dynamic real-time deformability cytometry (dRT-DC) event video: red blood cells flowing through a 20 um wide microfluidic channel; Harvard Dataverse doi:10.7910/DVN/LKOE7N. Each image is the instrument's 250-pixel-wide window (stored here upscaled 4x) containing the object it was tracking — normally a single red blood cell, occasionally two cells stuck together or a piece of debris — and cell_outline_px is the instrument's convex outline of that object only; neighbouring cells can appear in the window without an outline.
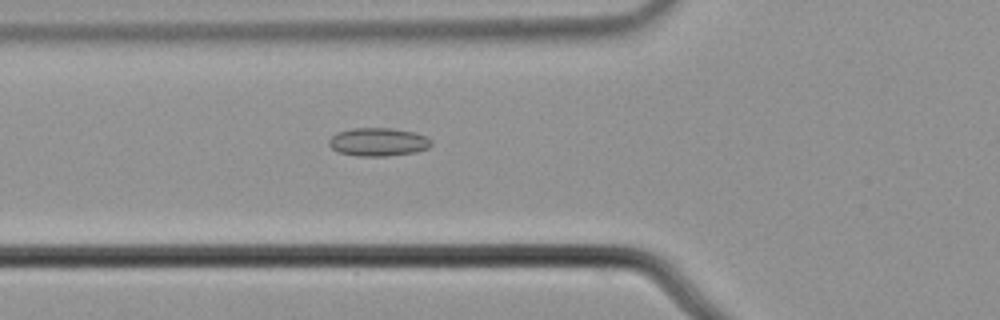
{"species": "common noctule bat (a hibernating species)", "species_latin": "Nyctalus noctula", "temperature_condition": "cold", "stored_images_in_passage": 51, "camera_frame_rate_fps": 3000, "um_per_image_px": 0.085, "animal": {"sex": "male", "body_mass_g": 21.5, "forearm_length_mm": 52.0}, "frame": {"image": 1, "passage_image": 16, "time_ms": 5.0, "image_size_px": [1000, 320], "cell_outline_px": [[432, 144], [428, 148], [416, 152], [384, 156], [360, 156], [340, 152], [332, 148], [328, 144], [328, 140], [336, 132], [352, 128], [392, 128], [416, 132], [432, 140]], "centroid_in_image_um": [32.15, 12.05], "position_along_channel_um": 93.6, "area_um2": 16.88}}
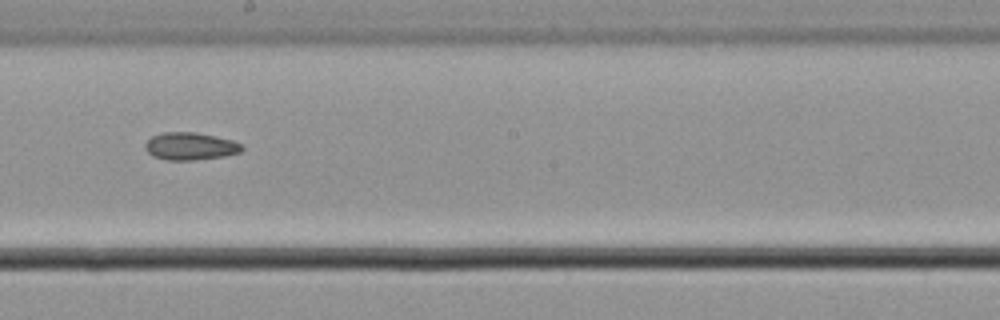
{"frame": {"image": 2, "passage_image": 27, "time_ms": 8.667, "image_size_px": [1000, 320], "cell_outline_px": [[244, 148], [240, 152], [224, 156], [192, 160], [168, 160], [152, 156], [144, 148], [144, 144], [152, 136], [164, 132], [196, 132], [232, 140], [240, 144]], "centroid_in_image_um": [16.15, 12.43], "position_along_channel_um": 232.1, "area_um2": 15.43}}
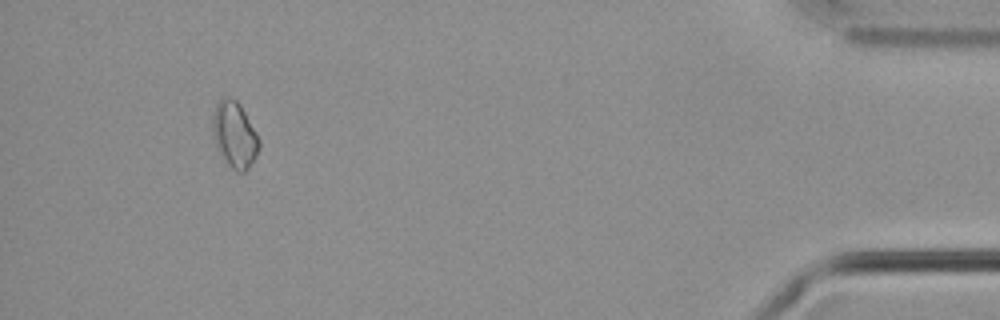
{"frame": {"image": 3, "passage_image": 47, "time_ms": 15.333, "image_size_px": [1000, 320], "cell_outline_px": [[260, 148], [256, 156], [248, 168], [244, 172], [236, 172], [228, 164], [216, 144], [212, 128], [212, 120], [216, 104], [224, 96], [228, 96], [236, 100], [240, 104], [256, 132], [260, 140]], "centroid_in_image_um": [19.96, 11.43], "position_along_channel_um": 415.2, "area_um2": 17.63}}